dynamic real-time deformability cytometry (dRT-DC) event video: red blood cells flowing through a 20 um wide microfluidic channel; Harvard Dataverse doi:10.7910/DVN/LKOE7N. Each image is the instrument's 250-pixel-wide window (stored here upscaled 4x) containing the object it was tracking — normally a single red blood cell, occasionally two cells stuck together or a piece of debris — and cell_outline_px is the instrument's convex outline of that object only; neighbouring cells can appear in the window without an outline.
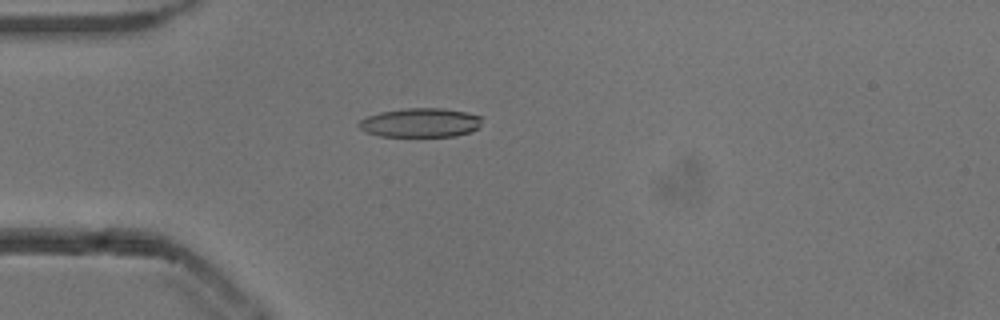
{"species": "common noctule bat (a hibernating species)", "species_latin": "Nyctalus noctula", "temperature_condition": "cold", "stored_images_in_passage": 54, "camera_frame_rate_fps": 3000, "um_per_image_px": 0.085, "animal": {"sex": "male", "body_mass_g": 13.3}, "frame": {"image": 1, "passage_image": 15, "time_ms": 4.667, "image_size_px": [1000, 320], "cell_outline_px": [[484, 116], [480, 124], [472, 132], [456, 136], [380, 136], [364, 132], [356, 124], [360, 120], [368, 116], [380, 112], [408, 108], [440, 108], [464, 112]], "centroid_in_image_um": [35.73, 10.43], "position_along_channel_um": 49.3, "area_um2": 20.92}}
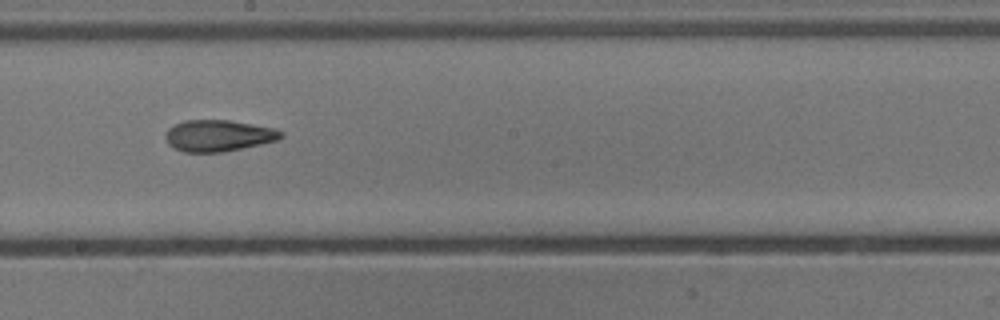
{"frame": {"image": 2, "passage_image": 30, "time_ms": 9.667, "image_size_px": [1000, 320], "cell_outline_px": [[284, 136], [280, 140], [224, 152], [184, 152], [172, 148], [168, 144], [164, 136], [168, 128], [184, 120], [228, 120], [276, 128], [284, 132]], "centroid_in_image_um": [18.58, 11.53], "position_along_channel_um": 229.6, "area_um2": 21.44}}
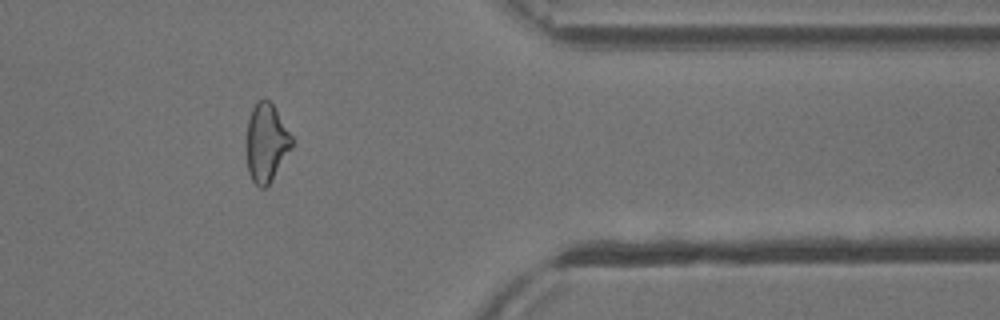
{"frame": {"image": 3, "passage_image": 44, "time_ms": 14.333, "image_size_px": [1000, 320], "cell_outline_px": [[292, 148], [268, 184], [264, 188], [260, 188], [252, 180], [248, 172], [248, 120], [252, 108], [256, 100], [264, 96], [272, 104], [292, 136]], "centroid_in_image_um": [22.64, 12.09], "position_along_channel_um": 388.8, "area_um2": 20.23}, "authors_computed_cell_mechanics": {"area_um2": 21.5305, "velocity_mm_per_s": 3.8464, "shape_relaxation_time_tau1_ms": 8.3464, "shape_relaxation_time_tau2_ms": 3.7528, "deformation_change_tau1": 0.2024, "deformation_change_tau2": 0.1239}}